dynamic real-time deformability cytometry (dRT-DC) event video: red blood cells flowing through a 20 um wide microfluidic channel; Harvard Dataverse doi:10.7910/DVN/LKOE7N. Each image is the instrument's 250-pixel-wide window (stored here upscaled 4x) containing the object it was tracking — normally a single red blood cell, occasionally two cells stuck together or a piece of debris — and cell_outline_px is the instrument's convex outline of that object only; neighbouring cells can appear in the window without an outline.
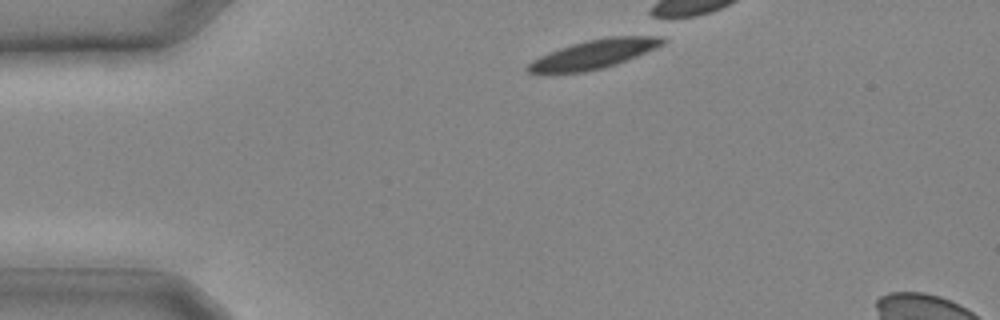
{"species": "common noctule bat (a hibernating species)", "species_latin": "Nyctalus noctula", "temperature_condition": "cold", "stored_images_in_passage": 10, "camera_frame_rate_fps": 3000, "um_per_image_px": 0.085, "animal": {"sex": "male", "body_mass_g": 20.4}, "frame": {"image": 1, "passage_image": 1, "time_ms": 0.0, "image_size_px": [1000, 320], "cell_outline_px": [[668, 40], [636, 56], [616, 64], [584, 72], [528, 72], [524, 68], [532, 60], [548, 52], [572, 44], [588, 40], [608, 36], [652, 32]], "centroid_in_image_um": [50.57, 4.53], "position_along_channel_um": 34.4, "area_um2": 22.83}}
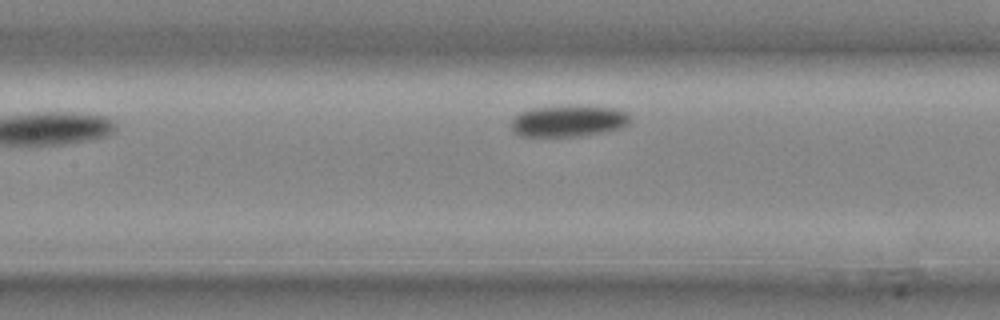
{"frame": {"image": 2, "passage_image": 10, "time_ms": 3.0, "image_size_px": [1000, 320], "cell_outline_px": [[632, 124], [608, 132], [580, 136], [520, 136], [512, 132], [512, 120], [520, 112], [532, 108], [560, 104], [588, 104], [620, 108], [628, 112]], "centroid_in_image_um": [48.41, 10.24], "position_along_channel_um": 159.0, "area_um2": 23.0}}